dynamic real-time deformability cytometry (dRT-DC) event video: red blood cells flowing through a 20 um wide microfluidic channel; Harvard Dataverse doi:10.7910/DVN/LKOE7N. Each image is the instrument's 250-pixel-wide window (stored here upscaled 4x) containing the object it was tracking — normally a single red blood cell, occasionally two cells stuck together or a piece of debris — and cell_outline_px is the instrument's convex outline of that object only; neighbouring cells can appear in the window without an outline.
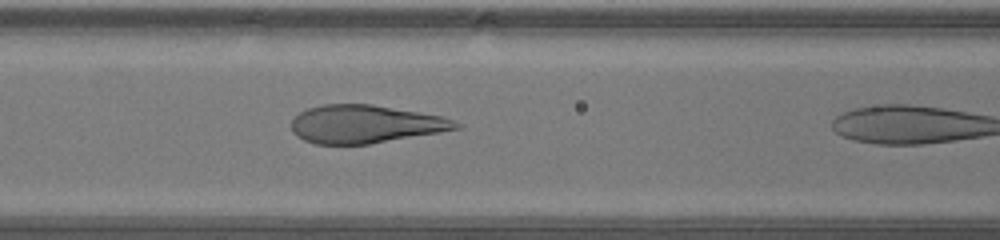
{"species": "human", "species_latin": "Homo sapiens", "temperature_condition": "warm", "stored_images_in_passage": 6, "camera_frame_rate_fps": 3000, "um_per_image_px": 0.085, "donor": {"sex": "male"}, "frame": {"image": 1, "passage_image": 5, "time_ms": 1.333, "image_size_px": [1000, 240], "cell_outline_px": [[460, 128], [440, 132], [368, 144], [316, 144], [304, 140], [296, 136], [292, 132], [292, 120], [300, 112], [308, 108], [320, 104], [372, 104], [440, 116], [452, 120], [460, 124]], "centroid_in_image_um": [30.99, 10.55], "position_along_channel_um": 135.6, "area_um2": 36.18}}